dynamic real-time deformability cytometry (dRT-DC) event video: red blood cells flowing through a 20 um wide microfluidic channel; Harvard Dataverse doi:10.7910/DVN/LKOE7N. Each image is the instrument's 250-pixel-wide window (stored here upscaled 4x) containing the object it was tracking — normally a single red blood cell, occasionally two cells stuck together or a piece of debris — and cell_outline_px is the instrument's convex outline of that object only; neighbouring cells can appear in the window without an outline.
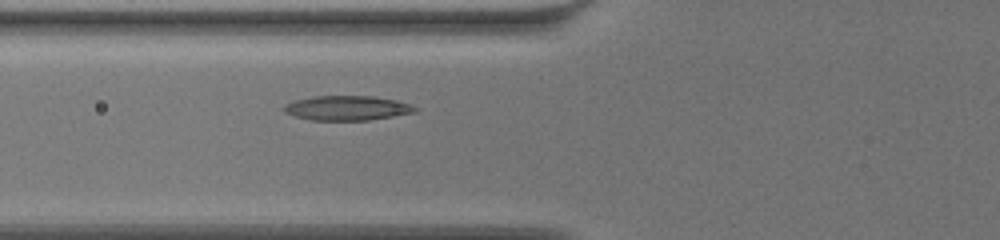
{"species": "common noctule bat (a hibernating species)", "species_latin": "Nyctalus noctula", "temperature_condition": "warm", "stored_images_in_passage": 39, "camera_frame_rate_fps": 3000, "um_per_image_px": 0.085, "animal": {"sex": "female", "body_mass_g": 19.5, "forearm_length_mm": 54.1}, "frame": {"image": 1, "passage_image": 7, "time_ms": 2.0, "image_size_px": [1000, 240], "cell_outline_px": [[420, 108], [416, 112], [368, 120], [312, 120], [296, 116], [284, 112], [284, 104], [296, 100], [312, 96], [372, 96], [396, 100], [412, 104]], "centroid_in_image_um": [29.54, 9.18], "position_along_channel_um": 96.3, "area_um2": 18.79}}
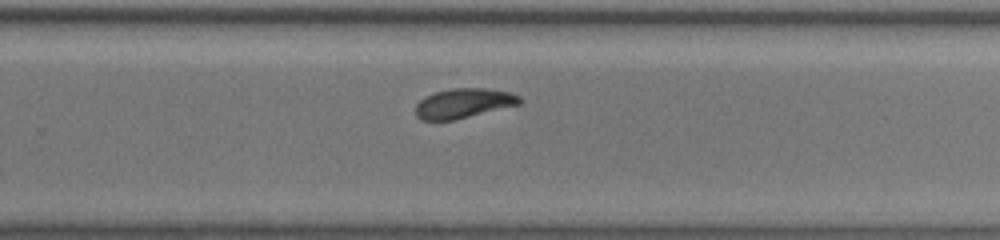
{"frame": {"image": 2, "passage_image": 24, "time_ms": 7.667, "image_size_px": [1000, 240], "cell_outline_px": [[524, 100], [520, 104], [452, 120], [420, 120], [416, 116], [416, 104], [424, 96], [436, 92], [452, 88], [488, 88], [512, 92], [520, 96]], "centroid_in_image_um": [39.42, 8.76], "position_along_channel_um": 290.4, "area_um2": 18.03}}
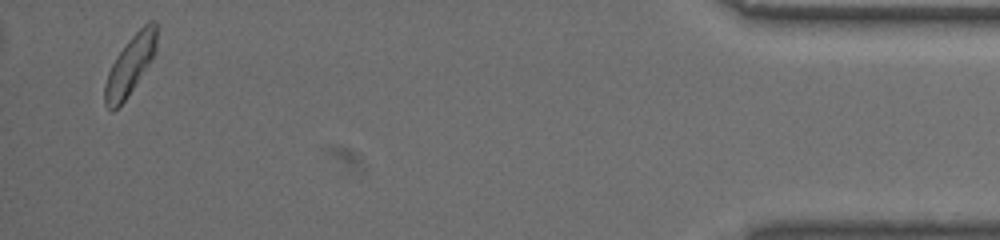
{"frame": {"image": 3, "passage_image": 37, "time_ms": 12.0, "image_size_px": [1000, 240], "cell_outline_px": [[156, 52], [124, 100], [112, 112], [104, 104], [104, 84], [108, 72], [116, 56], [128, 40], [148, 20], [156, 20]], "centroid_in_image_um": [11.04, 5.51], "position_along_channel_um": 424.2, "area_um2": 17.4}, "authors_computed_cell_mechanics": {"area_um2": 18.1492, "velocity_mm_per_s": 3.4275, "shape_relaxation_time_tau1_ms": 3.8924, "shape_relaxation_time_tau2_ms": 2.1267, "deformation_change_tau1": 0.1313, "deformation_change_tau2": 0.0652}}